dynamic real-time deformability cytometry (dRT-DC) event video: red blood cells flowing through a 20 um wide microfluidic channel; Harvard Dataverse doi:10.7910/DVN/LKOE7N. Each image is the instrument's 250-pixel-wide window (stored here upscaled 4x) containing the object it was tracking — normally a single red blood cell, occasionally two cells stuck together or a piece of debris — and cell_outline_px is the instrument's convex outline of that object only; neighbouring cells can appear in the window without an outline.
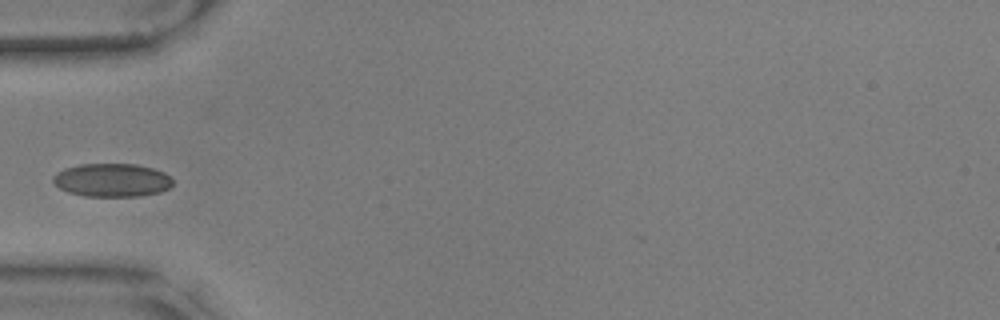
{"species": "common noctule bat (a hibernating species)", "species_latin": "Nyctalus noctula", "temperature_condition": "warm", "stored_images_in_passage": 39, "camera_frame_rate_fps": 3000, "um_per_image_px": 0.085, "animal": {"sex": "male", "body_mass_g": 17.9, "forearm_length_mm": 54.2}, "frame": {"image": 1, "passage_image": 1, "time_ms": 0.0, "image_size_px": [1000, 320], "cell_outline_px": [[172, 184], [168, 188], [160, 192], [140, 196], [84, 196], [68, 192], [60, 188], [52, 180], [52, 176], [56, 172], [64, 168], [80, 164], [136, 164], [152, 168], [164, 172], [172, 176]], "centroid_in_image_um": [9.51, 15.3], "position_along_channel_um": 75.5, "area_um2": 23.35}}
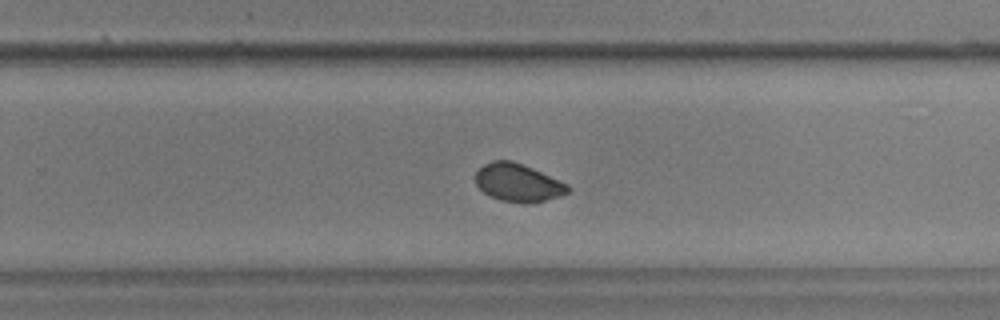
{"frame": {"image": 2, "passage_image": 19, "time_ms": 6.0, "image_size_px": [1000, 320], "cell_outline_px": [[572, 188], [568, 192], [560, 196], [528, 204], [524, 204], [500, 200], [488, 196], [476, 184], [476, 172], [484, 164], [492, 160], [512, 160], [532, 168], [568, 184]], "centroid_in_image_um": [44.03, 15.53], "position_along_channel_um": 285.8, "area_um2": 20.46}}
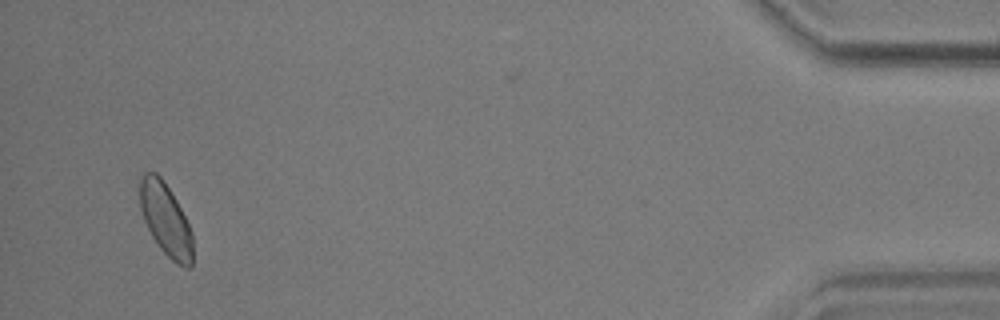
{"frame": {"image": 3, "passage_image": 37, "time_ms": 12.0, "image_size_px": [1000, 320], "cell_outline_px": [[192, 264], [188, 268], [184, 268], [176, 264], [160, 248], [152, 236], [144, 220], [140, 208], [136, 184], [136, 180], [144, 172], [156, 172], [160, 176], [176, 200], [192, 232]], "centroid_in_image_um": [14.02, 18.6], "position_along_channel_um": 421.2, "area_um2": 22.6}}